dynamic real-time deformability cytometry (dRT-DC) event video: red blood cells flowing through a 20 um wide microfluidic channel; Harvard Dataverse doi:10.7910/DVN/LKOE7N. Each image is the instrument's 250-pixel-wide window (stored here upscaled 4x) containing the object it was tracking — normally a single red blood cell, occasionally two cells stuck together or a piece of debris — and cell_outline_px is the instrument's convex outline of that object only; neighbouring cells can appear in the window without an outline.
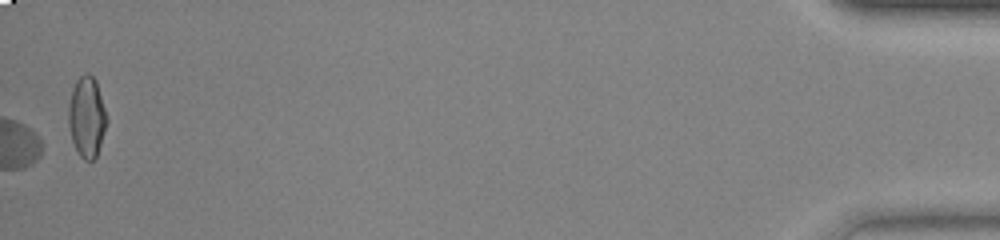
{"species": "common noctule bat (a hibernating species)", "species_latin": "Nyctalus noctula", "temperature_condition": "warm", "stored_images_in_passage": 39, "camera_frame_rate_fps": 3000, "um_per_image_px": 0.085, "animal": {"sex": "female", "body_mass_g": 23.0, "forearm_length_mm": 53.4}, "frame": {"image": 1, "passage_image": 39, "time_ms": 12.667, "image_size_px": [1000, 240], "cell_outline_px": [[108, 120], [96, 156], [92, 160], [84, 160], [80, 156], [72, 140], [68, 124], [68, 108], [72, 88], [76, 80], [84, 72], [88, 72], [96, 80]], "centroid_in_image_um": [7.37, 9.9], "position_along_channel_um": 427.8, "area_um2": 17.92}}